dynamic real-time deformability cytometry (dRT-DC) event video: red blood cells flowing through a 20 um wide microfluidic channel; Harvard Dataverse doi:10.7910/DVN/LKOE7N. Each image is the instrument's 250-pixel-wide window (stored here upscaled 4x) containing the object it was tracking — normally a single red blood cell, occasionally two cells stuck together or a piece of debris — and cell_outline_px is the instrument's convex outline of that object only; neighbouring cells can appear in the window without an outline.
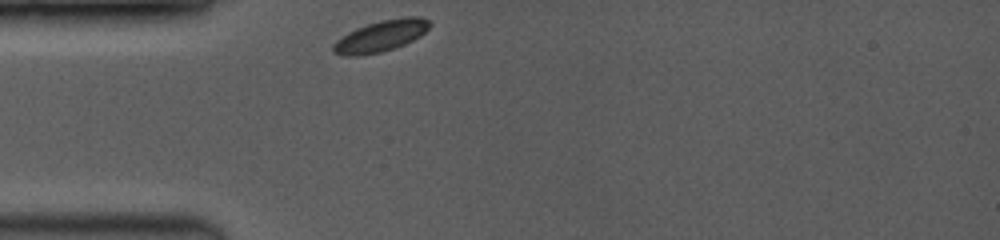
{"species": "common noctule bat (a hibernating species)", "species_latin": "Nyctalus noctula", "temperature_condition": "room temperature", "stored_images_in_passage": 44, "camera_frame_rate_fps": 3500, "um_per_image_px": 0.085, "animal": {"sex": "female", "body_mass_g": 19.0, "forearm_length_mm": 53.3}, "frame": {"image": 1, "passage_image": 1, "time_ms": 0.0, "image_size_px": [1000, 240], "cell_outline_px": [[432, 24], [420, 36], [396, 48], [380, 52], [360, 56], [344, 56], [332, 52], [332, 44], [336, 40], [348, 32], [356, 28], [368, 24], [384, 20], [408, 16], [420, 16], [428, 20]], "centroid_in_image_um": [32.35, 3.07], "position_along_channel_um": 52.7, "area_um2": 17.57}}
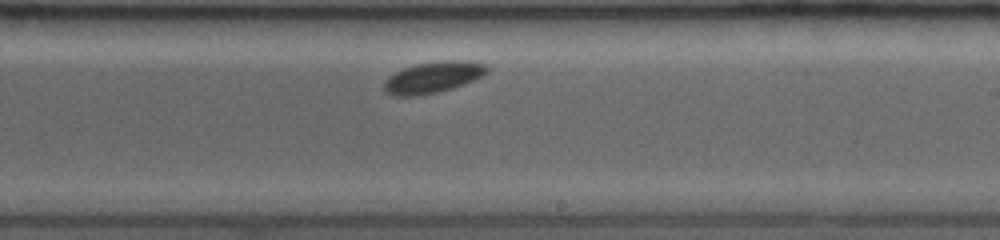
{"frame": {"image": 2, "passage_image": 26, "time_ms": 5.429, "image_size_px": [1000, 240], "cell_outline_px": [[488, 72], [484, 76], [476, 80], [452, 88], [436, 92], [416, 96], [396, 96], [384, 92], [384, 80], [388, 76], [404, 68], [416, 64], [444, 60], [460, 60], [484, 64], [488, 68]], "centroid_in_image_um": [36.81, 6.57], "position_along_channel_um": 252.2, "area_um2": 18.79}}
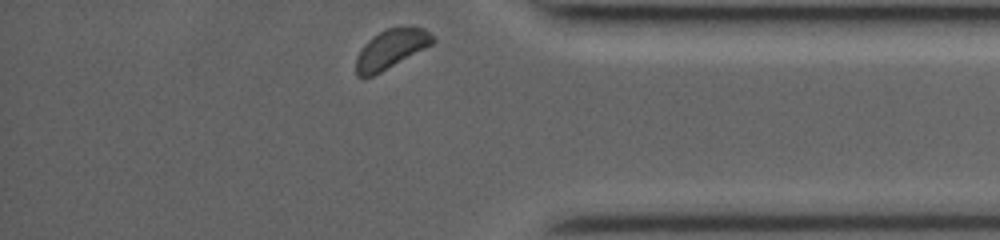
{"frame": {"image": 3, "passage_image": 44, "time_ms": 9.429, "image_size_px": [1000, 240], "cell_outline_px": [[436, 40], [432, 44], [380, 72], [364, 80], [356, 76], [356, 56], [364, 44], [372, 36], [388, 28], [404, 24], [424, 28]], "centroid_in_image_um": [33.2, 4.15], "position_along_channel_um": 402.0, "area_um2": 17.69}}